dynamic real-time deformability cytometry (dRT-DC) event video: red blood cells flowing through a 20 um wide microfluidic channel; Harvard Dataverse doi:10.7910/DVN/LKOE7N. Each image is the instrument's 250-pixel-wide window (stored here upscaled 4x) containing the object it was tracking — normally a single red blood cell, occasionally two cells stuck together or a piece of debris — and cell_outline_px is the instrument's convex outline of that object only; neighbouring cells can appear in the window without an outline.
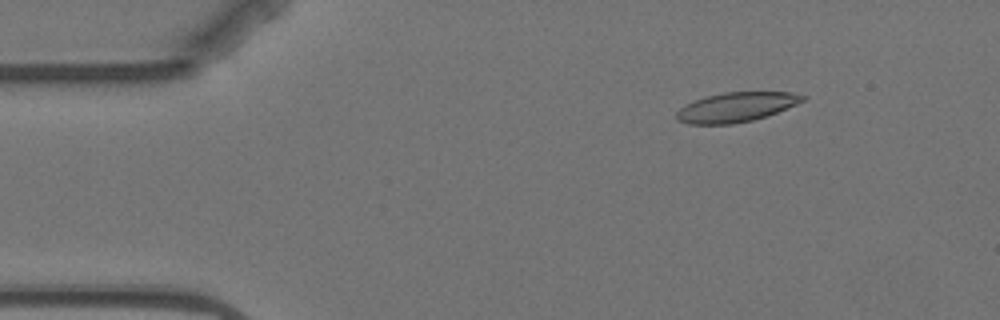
{"species": "Egyptian fruit bat (a non-hibernating species)", "species_latin": "Rousettus aegyptiacus", "temperature_condition": "warm", "stored_images_in_passage": 5, "camera_frame_rate_fps": 3000, "um_per_image_px": 0.085, "animal": {"sex": "female"}, "frame": {"image": 1, "passage_image": 2, "time_ms": 1.333, "image_size_px": [1000, 320], "cell_outline_px": [[808, 96], [804, 100], [796, 104], [776, 112], [752, 120], [732, 124], [688, 124], [676, 120], [676, 112], [680, 108], [704, 96], [724, 92], [792, 92]], "centroid_in_image_um": [62.56, 9.1], "position_along_channel_um": 22.4, "area_um2": 21.56}}
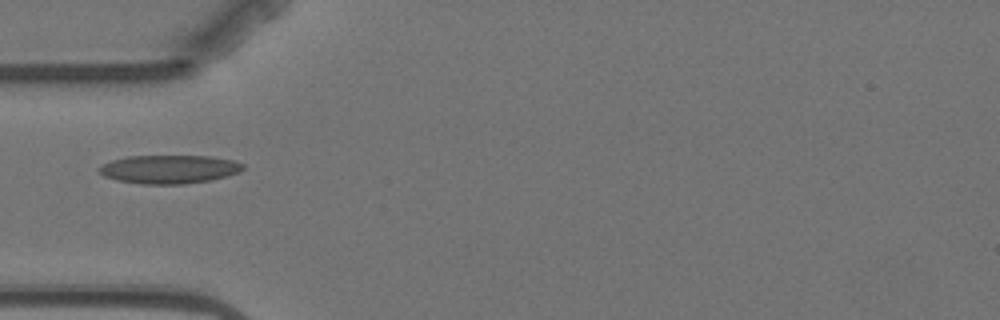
{"frame": {"image": 2, "passage_image": 5, "time_ms": 4.667, "image_size_px": [1000, 320], "cell_outline_px": [[244, 168], [240, 172], [212, 180], [184, 184], [140, 184], [116, 180], [104, 176], [96, 168], [112, 160], [128, 156], [208, 156], [232, 160], [244, 164]], "centroid_in_image_um": [14.38, 14.39], "position_along_channel_um": 70.6, "area_um2": 23.93}}